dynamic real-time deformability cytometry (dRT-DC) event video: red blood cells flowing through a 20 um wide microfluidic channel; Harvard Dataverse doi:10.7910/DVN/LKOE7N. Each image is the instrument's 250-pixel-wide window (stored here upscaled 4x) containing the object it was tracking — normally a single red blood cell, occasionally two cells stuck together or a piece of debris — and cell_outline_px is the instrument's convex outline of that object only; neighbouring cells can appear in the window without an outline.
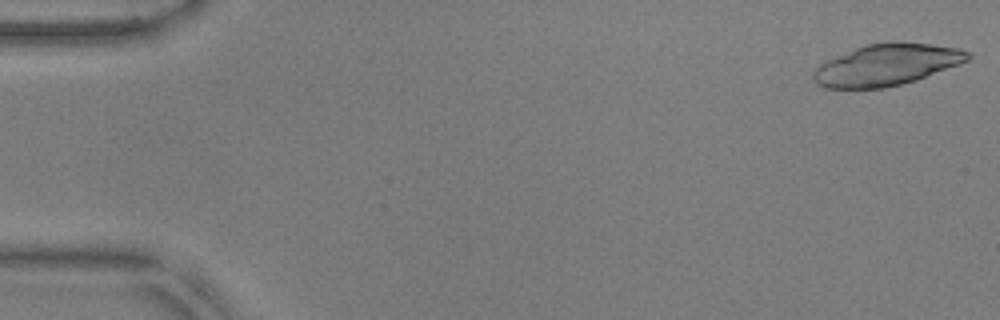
{"species": "common noctule bat (a hibernating species)", "species_latin": "Nyctalus noctula", "temperature_condition": "warm", "stored_images_in_passage": 52, "camera_frame_rate_fps": 3000, "um_per_image_px": 0.085, "animal": {"sex": "male", "body_mass_g": 17.9, "forearm_length_mm": 54.2}, "frame": {"image": 1, "passage_image": 1, "time_ms": 0.0, "image_size_px": [1000, 320], "cell_outline_px": [[972, 56], [968, 60], [960, 64], [916, 80], [884, 88], [824, 88], [816, 84], [812, 80], [812, 72], [820, 64], [836, 56], [864, 44], [888, 40], [900, 40], [956, 48], [972, 52]], "centroid_in_image_um": [75.36, 5.49], "position_along_channel_um": 9.6, "area_um2": 37.74}}